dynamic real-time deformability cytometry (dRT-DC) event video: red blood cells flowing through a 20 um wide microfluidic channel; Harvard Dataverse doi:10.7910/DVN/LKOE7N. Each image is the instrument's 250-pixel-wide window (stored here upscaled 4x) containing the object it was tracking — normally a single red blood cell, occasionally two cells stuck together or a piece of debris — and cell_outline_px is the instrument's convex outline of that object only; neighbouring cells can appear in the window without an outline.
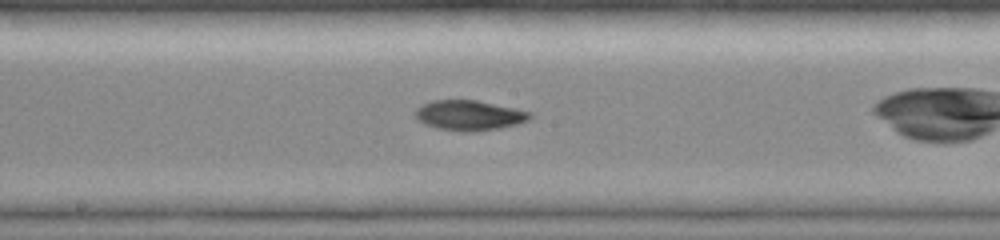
{"species": "common noctule bat (a hibernating species)", "species_latin": "Nyctalus noctula", "temperature_condition": "room temperature", "stored_images_in_passage": 26, "camera_frame_rate_fps": 3000, "um_per_image_px": 0.085, "animal": {"sex": "female", "body_mass_g": 19.0, "forearm_length_mm": 51.5}, "frame": {"image": 1, "passage_image": 12, "time_ms": 3.667, "image_size_px": [1000, 240], "cell_outline_px": [[532, 116], [528, 120], [516, 124], [500, 128], [472, 132], [460, 132], [436, 128], [424, 124], [416, 120], [416, 108], [420, 104], [432, 100], [476, 100], [516, 108], [532, 112]], "centroid_in_image_um": [39.86, 9.8], "position_along_channel_um": 208.3, "area_um2": 20.35}}
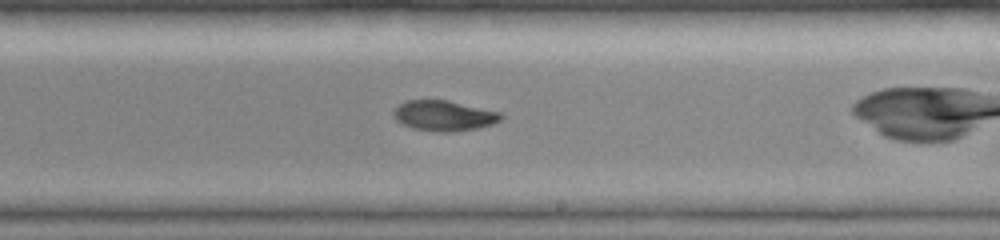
{"frame": {"image": 2, "passage_image": 15, "time_ms": 4.667, "image_size_px": [1000, 240], "cell_outline_px": [[504, 116], [500, 120], [492, 124], [480, 128], [452, 132], [436, 132], [412, 128], [396, 120], [392, 112], [404, 100], [448, 100], [500, 112]], "centroid_in_image_um": [37.74, 9.84], "position_along_channel_um": 251.3, "area_um2": 19.07}}